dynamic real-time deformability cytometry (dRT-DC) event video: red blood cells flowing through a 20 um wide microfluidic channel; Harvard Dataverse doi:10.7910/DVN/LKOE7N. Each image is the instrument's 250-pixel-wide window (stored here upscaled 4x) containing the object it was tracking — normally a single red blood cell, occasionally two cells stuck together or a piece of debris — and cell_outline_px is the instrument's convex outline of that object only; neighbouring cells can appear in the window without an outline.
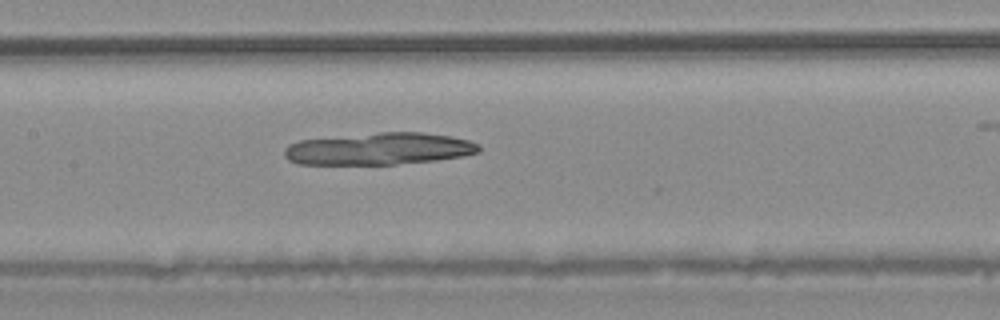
{"species": "common noctule bat (a hibernating species)", "species_latin": "Nyctalus noctula", "temperature_condition": "warm", "stored_images_in_passage": 32, "camera_frame_rate_fps": 3000, "um_per_image_px": 0.085, "animal": {"sex": "male", "body_mass_g": 20.4}, "frame": {"image": 1, "passage_image": 17, "time_ms": 5.333, "image_size_px": [1000, 320], "cell_outline_px": [[480, 152], [464, 156], [436, 160], [396, 164], [296, 164], [288, 160], [284, 156], [284, 148], [288, 144], [300, 140], [380, 132], [424, 132], [452, 136], [468, 140], [480, 144]], "centroid_in_image_um": [32.23, 12.64], "position_along_channel_um": 175.2, "area_um2": 36.53}}
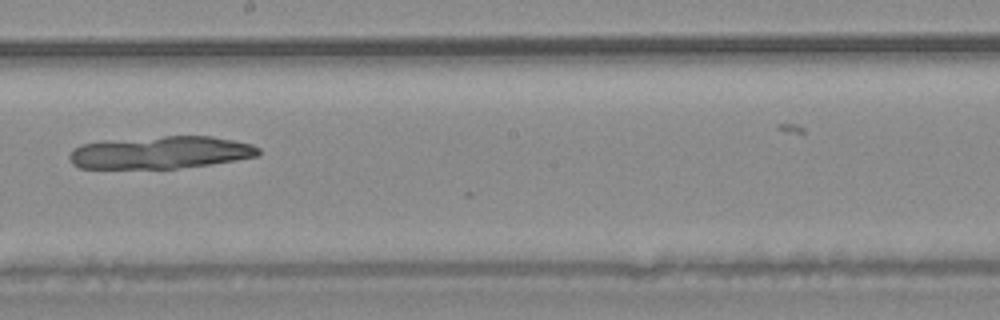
{"frame": {"image": 2, "passage_image": 21, "time_ms": 6.667, "image_size_px": [1000, 320], "cell_outline_px": [[260, 152], [256, 156], [236, 160], [208, 164], [176, 168], [80, 168], [72, 164], [68, 156], [72, 148], [80, 144], [100, 140], [164, 136], [212, 136], [252, 144], [260, 148]], "centroid_in_image_um": [13.58, 12.94], "position_along_channel_um": 234.6, "area_um2": 35.95}}